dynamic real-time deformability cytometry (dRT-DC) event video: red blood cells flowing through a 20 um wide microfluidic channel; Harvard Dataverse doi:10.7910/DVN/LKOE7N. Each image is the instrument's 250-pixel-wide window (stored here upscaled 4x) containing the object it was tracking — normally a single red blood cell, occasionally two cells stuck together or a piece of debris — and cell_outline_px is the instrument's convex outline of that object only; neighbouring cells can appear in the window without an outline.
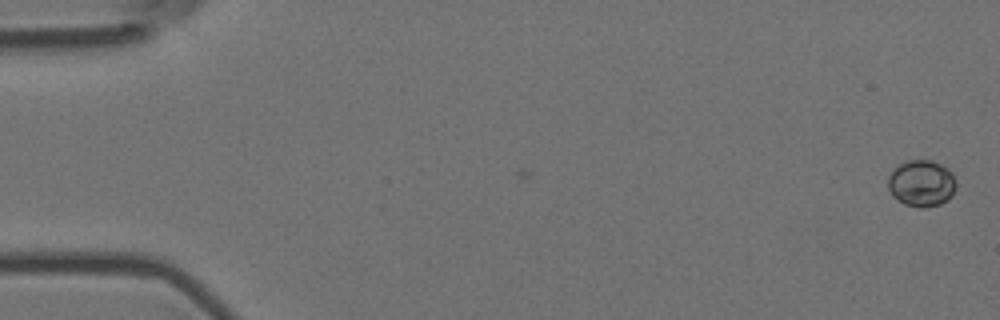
{"species": "Egyptian fruit bat (a non-hibernating species)", "species_latin": "Rousettus aegyptiacus", "temperature_condition": "room temperature", "stored_images_in_passage": 7, "camera_frame_rate_fps": 3000, "um_per_image_px": 0.085, "animal": {"sex": "female"}, "frame": {"image": 1, "passage_image": 7, "time_ms": 2.0, "image_size_px": [1000, 320], "cell_outline_px": [[956, 188], [952, 196], [948, 200], [940, 204], [924, 208], [920, 208], [904, 204], [892, 196], [888, 188], [888, 176], [900, 164], [908, 160], [932, 160], [948, 168], [952, 172], [956, 184]], "centroid_in_image_um": [78.35, 15.59], "position_along_channel_um": 6.7, "area_um2": 18.61}}